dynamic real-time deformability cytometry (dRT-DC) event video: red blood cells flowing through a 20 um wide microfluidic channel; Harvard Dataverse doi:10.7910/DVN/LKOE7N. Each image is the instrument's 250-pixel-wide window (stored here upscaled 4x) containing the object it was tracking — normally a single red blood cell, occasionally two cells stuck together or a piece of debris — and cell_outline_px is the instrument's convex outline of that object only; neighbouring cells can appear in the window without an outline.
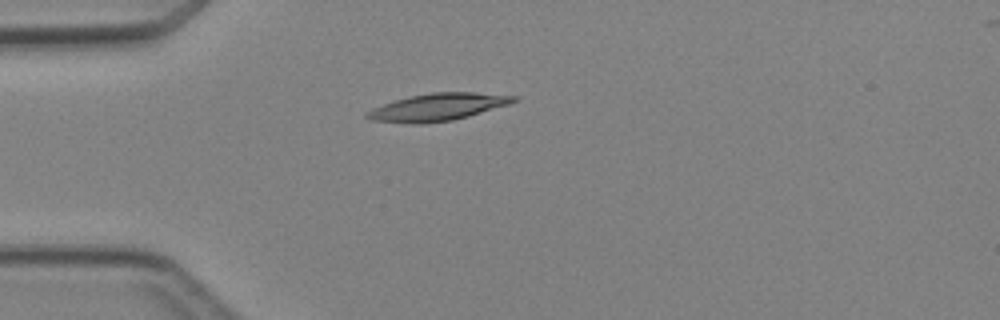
{"species": "Egyptian fruit bat (a non-hibernating species)", "species_latin": "Rousettus aegyptiacus", "temperature_condition": "cold", "stored_images_in_passage": 3, "camera_frame_rate_fps": 3000, "um_per_image_px": 0.085, "animal": {"sex": "female"}, "frame": {"image": 1, "passage_image": 3, "time_ms": 3.0, "image_size_px": [1000, 320], "cell_outline_px": [[520, 100], [508, 104], [468, 116], [452, 120], [420, 124], [412, 124], [372, 120], [364, 116], [364, 112], [372, 108], [396, 100], [412, 96], [432, 92], [476, 92], [516, 96]], "centroid_in_image_um": [37.19, 9.1], "position_along_channel_um": 47.8, "area_um2": 23.18}}